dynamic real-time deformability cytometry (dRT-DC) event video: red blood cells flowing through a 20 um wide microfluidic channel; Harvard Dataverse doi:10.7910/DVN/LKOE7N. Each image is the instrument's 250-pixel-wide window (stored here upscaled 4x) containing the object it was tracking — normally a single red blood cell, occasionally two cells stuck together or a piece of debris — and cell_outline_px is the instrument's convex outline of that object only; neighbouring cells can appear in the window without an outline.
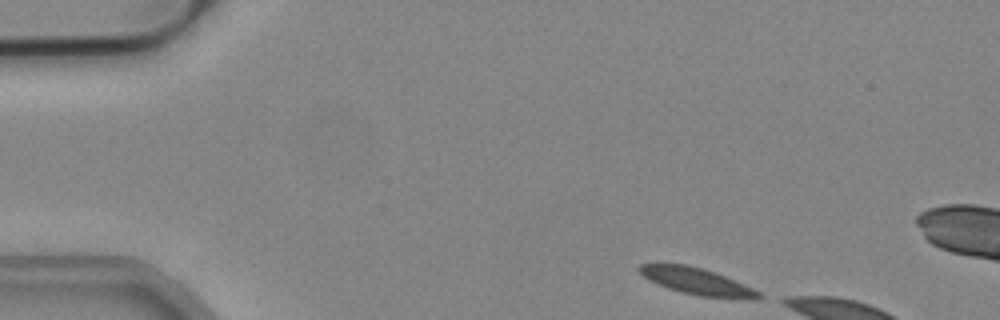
{"species": "common noctule bat (a hibernating species)", "species_latin": "Nyctalus noctula", "temperature_condition": "cold", "stored_images_in_passage": 6, "camera_frame_rate_fps": 3000, "um_per_image_px": 0.085, "animal": {"sex": "male", "body_mass_g": 19.2, "forearm_length_mm": 51.8}, "frame": {"image": 1, "passage_image": 1, "time_ms": 0.0, "image_size_px": [1000, 320], "cell_outline_px": [[764, 296], [756, 300], [700, 296], [668, 288], [648, 280], [636, 268], [640, 264], [684, 264], [700, 268], [724, 276], [744, 284], [760, 292]], "centroid_in_image_um": [59.26, 23.93], "position_along_channel_um": 25.7, "area_um2": 18.32}}